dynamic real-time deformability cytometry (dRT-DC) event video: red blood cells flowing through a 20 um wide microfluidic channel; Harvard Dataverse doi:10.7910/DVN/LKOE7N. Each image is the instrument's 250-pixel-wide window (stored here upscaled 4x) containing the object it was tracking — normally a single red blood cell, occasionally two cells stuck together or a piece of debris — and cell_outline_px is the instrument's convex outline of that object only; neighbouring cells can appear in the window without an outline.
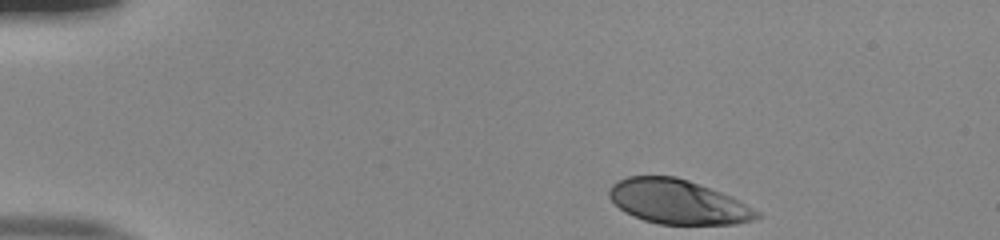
{"species": "human", "species_latin": "Homo sapiens", "temperature_condition": "room temperature", "stored_images_in_passage": 41, "camera_frame_rate_fps": 3000, "um_per_image_px": 0.085, "donor": {"sex": "male"}, "frame": {"image": 1, "passage_image": 1, "time_ms": 0.0, "image_size_px": [1000, 240], "cell_outline_px": [[760, 216], [756, 220], [736, 224], [660, 224], [644, 220], [632, 216], [624, 212], [608, 196], [608, 188], [612, 184], [628, 176], [676, 176], [688, 180], [732, 196], [740, 200], [760, 212]], "centroid_in_image_um": [57.63, 17.16], "position_along_channel_um": 27.4, "area_um2": 38.26}}
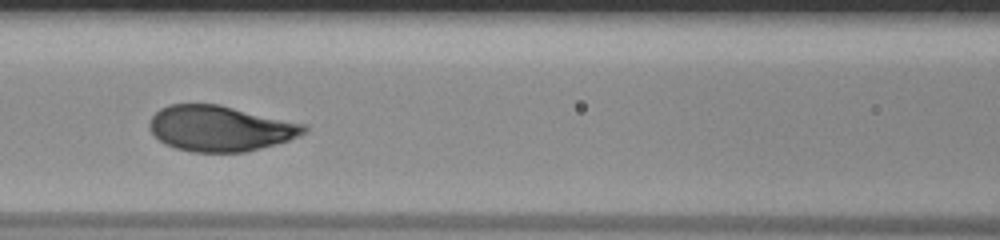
{"frame": {"image": 2, "passage_image": 17, "time_ms": 5.333, "image_size_px": [1000, 240], "cell_outline_px": [[308, 128], [300, 136], [288, 140], [260, 148], [244, 152], [192, 152], [176, 148], [164, 144], [148, 128], [148, 124], [152, 116], [160, 108], [168, 104], [220, 104], [308, 124]], "centroid_in_image_um": [18.72, 10.9], "position_along_channel_um": 147.9, "area_um2": 41.27}}
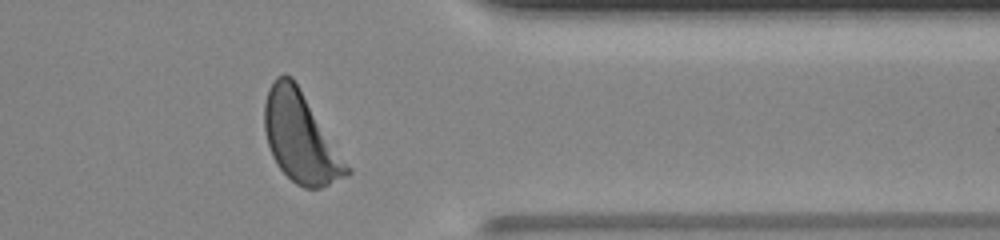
{"frame": {"image": 3, "passage_image": 36, "time_ms": 11.667, "image_size_px": [1000, 240], "cell_outline_px": [[352, 172], [348, 176], [320, 188], [304, 188], [296, 184], [276, 164], [272, 156], [268, 144], [264, 128], [264, 104], [268, 88], [276, 76], [284, 72], [292, 76], [352, 168]], "centroid_in_image_um": [25.56, 11.67], "position_along_channel_um": 385.8, "area_um2": 43.41}, "authors_computed_cell_mechanics": {"area_um2": 41.3848, "velocity_mm_per_s": 3.8851, "shape_relaxation_time_tau1_ms": 2.1804, "shape_relaxation_time_tau2_ms": null, "deformation_change_tau1": 0.156, "deformation_change_tau2": null}}